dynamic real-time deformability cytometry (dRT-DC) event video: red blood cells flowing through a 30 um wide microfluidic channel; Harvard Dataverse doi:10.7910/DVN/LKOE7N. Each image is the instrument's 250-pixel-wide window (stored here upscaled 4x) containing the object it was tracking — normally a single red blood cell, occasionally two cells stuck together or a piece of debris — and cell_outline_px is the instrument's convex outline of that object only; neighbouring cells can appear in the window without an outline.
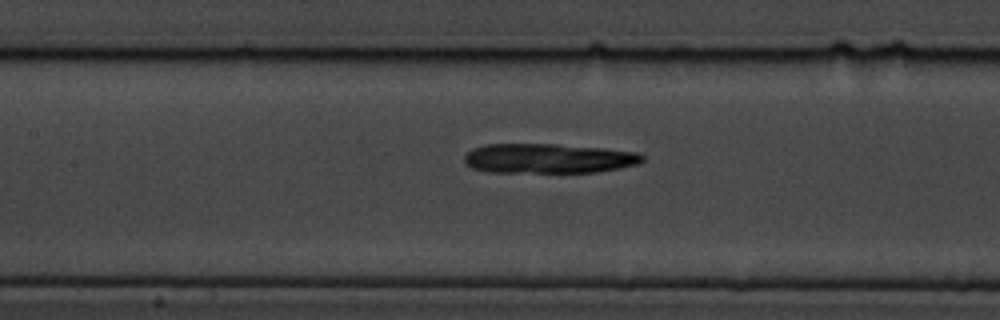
{"species": "common noctule bat (a hibernating species)", "species_latin": "Nyctalus noctula", "temperature_condition": "cold", "stored_images_in_passage": 6, "segment_of_instrument_passage": [2, 2], "camera_frame_rate_fps": 3000, "um_per_image_px": 0.085, "animal": {"sex": "male", "body_mass_g": 19.5, "forearm_length_mm": 54.6}, "frame": {"image": 1, "passage_image": 5, "time_ms": 6.333, "image_size_px": [1000, 320], "cell_outline_px": [[644, 160], [640, 164], [620, 168], [596, 172], [488, 172], [472, 168], [464, 160], [464, 156], [472, 148], [484, 144], [556, 144], [604, 148], [636, 152], [644, 156]], "centroid_in_image_um": [46.63, 13.46], "position_along_channel_um": 160.8, "area_um2": 30.92}}